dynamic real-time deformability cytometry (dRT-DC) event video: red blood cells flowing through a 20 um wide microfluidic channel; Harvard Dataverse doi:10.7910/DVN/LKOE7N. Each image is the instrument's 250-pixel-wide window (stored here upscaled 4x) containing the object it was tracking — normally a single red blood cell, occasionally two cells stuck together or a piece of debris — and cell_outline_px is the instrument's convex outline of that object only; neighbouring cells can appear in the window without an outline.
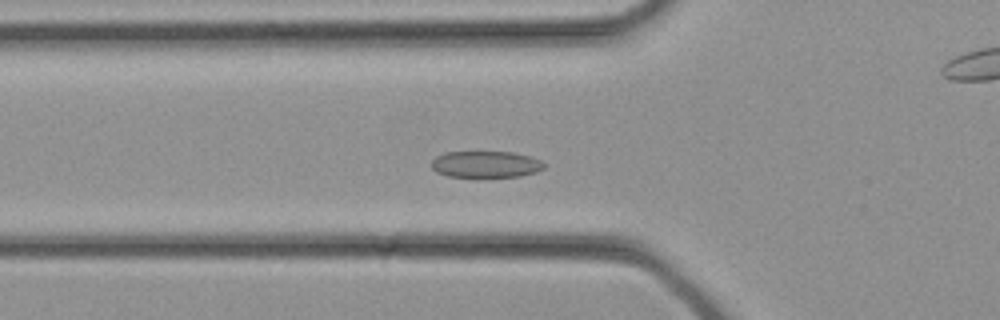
{"species": "common noctule bat (a hibernating species)", "species_latin": "Nyctalus noctula", "temperature_condition": "cold", "stored_images_in_passage": 35, "camera_frame_rate_fps": 3000, "um_per_image_px": 0.085, "animal": {"sex": "female", "body_mass_g": 21.9}, "frame": {"image": 1, "passage_image": 12, "time_ms": 3.667, "image_size_px": [1000, 320], "cell_outline_px": [[544, 168], [536, 172], [520, 176], [476, 180], [448, 176], [436, 172], [432, 168], [432, 160], [436, 156], [444, 152], [512, 152], [532, 156], [540, 160], [544, 164]], "centroid_in_image_um": [41.27, 14.01], "position_along_channel_um": 84.5, "area_um2": 18.32}}
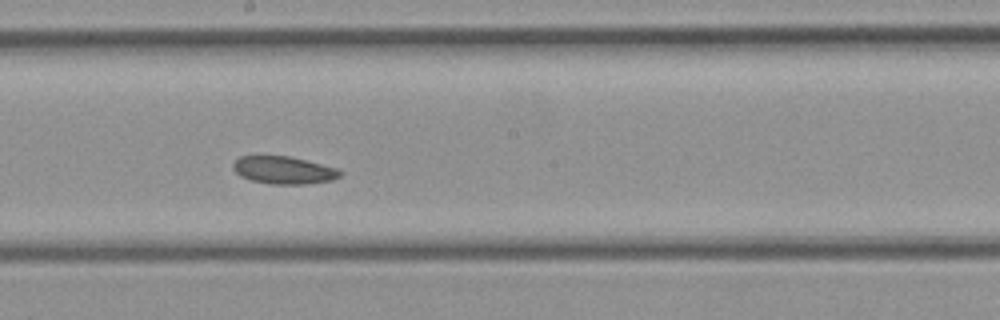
{"frame": {"image": 2, "passage_image": 19, "time_ms": 6.0, "image_size_px": [1000, 320], "cell_outline_px": [[344, 172], [340, 176], [332, 180], [304, 184], [268, 184], [252, 180], [240, 176], [232, 168], [232, 164], [240, 156], [288, 156], [336, 168]], "centroid_in_image_um": [24.09, 14.47], "position_along_channel_um": 224.1, "area_um2": 17.05}}
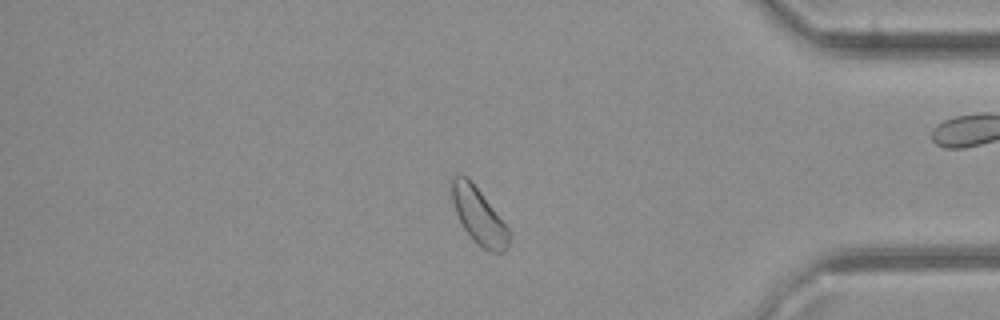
{"frame": {"image": 3, "passage_image": 29, "time_ms": 9.333, "image_size_px": [1000, 320], "cell_outline_px": [[508, 244], [504, 252], [488, 252], [464, 228], [456, 212], [452, 200], [452, 180], [456, 172], [460, 172], [468, 176], [508, 228]], "centroid_in_image_um": [40.66, 18.28], "position_along_channel_um": 394.5, "area_um2": 18.09}}